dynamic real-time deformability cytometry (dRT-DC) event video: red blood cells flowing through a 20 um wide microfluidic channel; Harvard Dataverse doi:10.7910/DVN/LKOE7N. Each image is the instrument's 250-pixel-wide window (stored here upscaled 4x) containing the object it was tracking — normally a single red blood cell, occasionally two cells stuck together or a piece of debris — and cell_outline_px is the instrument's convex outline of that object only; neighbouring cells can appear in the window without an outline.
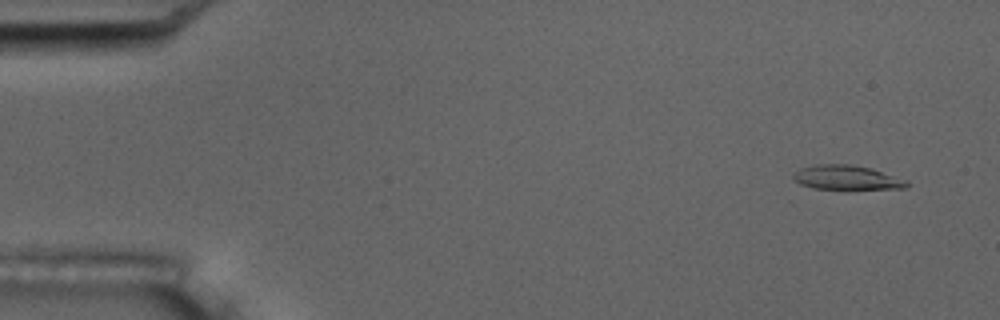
{"species": "common noctule bat (a hibernating species)", "species_latin": "Nyctalus noctula", "temperature_condition": "room temperature", "stored_images_in_passage": 4, "camera_frame_rate_fps": 3000, "um_per_image_px": 0.085, "animal": {"sex": "male", "body_mass_g": 17.5, "forearm_length_mm": 52.3}, "frame": {"image": 1, "passage_image": 1, "time_ms": 0.0, "image_size_px": [1000, 320], "cell_outline_px": [[908, 188], [848, 192], [844, 192], [812, 188], [800, 184], [792, 176], [800, 168], [820, 164], [852, 164], [868, 168], [908, 180]], "centroid_in_image_um": [72.02, 15.17], "position_along_channel_um": 13.0, "area_um2": 17.05}}